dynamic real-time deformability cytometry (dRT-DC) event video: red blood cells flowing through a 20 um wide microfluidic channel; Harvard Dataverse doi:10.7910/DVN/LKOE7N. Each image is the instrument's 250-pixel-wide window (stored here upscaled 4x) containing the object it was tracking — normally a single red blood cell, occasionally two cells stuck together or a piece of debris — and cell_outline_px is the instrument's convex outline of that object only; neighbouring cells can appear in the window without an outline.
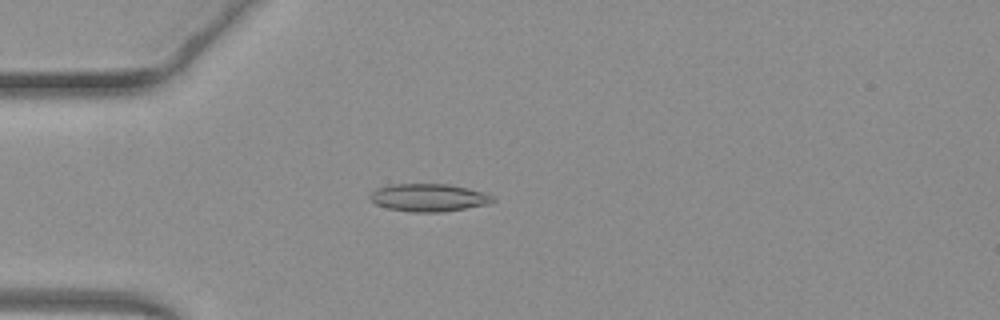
{"species": "common noctule bat (a hibernating species)", "species_latin": "Nyctalus noctula", "temperature_condition": "warm", "stored_images_in_passage": 50, "camera_frame_rate_fps": 3000, "um_per_image_px": 0.085, "animal": {"sex": "female", "body_mass_g": 19.3, "forearm_length_mm": 54.1}, "frame": {"image": 1, "passage_image": 14, "time_ms": 4.333, "image_size_px": [1000, 320], "cell_outline_px": [[496, 200], [488, 204], [444, 212], [412, 212], [388, 208], [376, 204], [368, 200], [368, 196], [376, 188], [392, 184], [448, 184], [496, 196]], "centroid_in_image_um": [36.4, 16.8], "position_along_channel_um": 48.6, "area_um2": 19.83}}
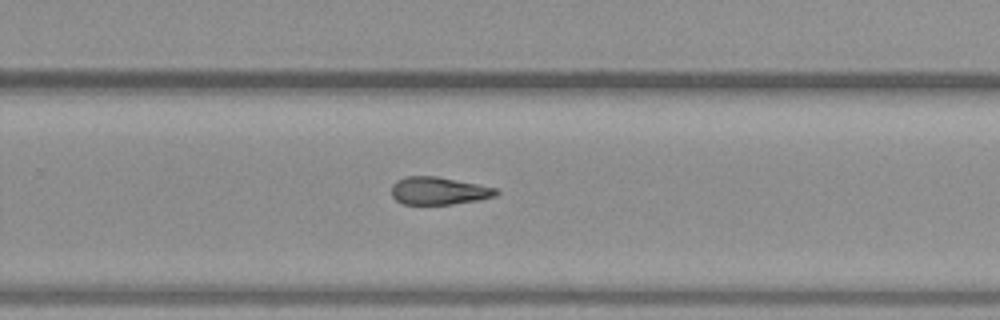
{"frame": {"image": 2, "passage_image": 33, "time_ms": 10.667, "image_size_px": [1000, 320], "cell_outline_px": [[500, 192], [496, 196], [480, 200], [452, 204], [400, 204], [392, 196], [392, 184], [396, 180], [404, 176], [436, 176], [496, 188]], "centroid_in_image_um": [37.27, 16.22], "position_along_channel_um": 292.5, "area_um2": 16.94}}
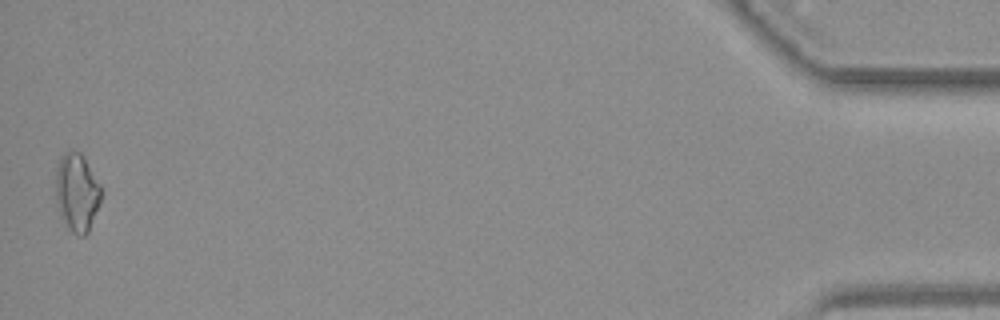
{"frame": {"image": 3, "passage_image": 50, "time_ms": 16.333, "image_size_px": [1000, 320], "cell_outline_px": [[100, 200], [88, 232], [84, 236], [76, 236], [68, 228], [60, 216], [56, 196], [56, 168], [60, 156], [72, 148], [80, 152], [84, 156], [100, 184]], "centroid_in_image_um": [6.52, 16.32], "position_along_channel_um": 428.7, "area_um2": 20.69}}